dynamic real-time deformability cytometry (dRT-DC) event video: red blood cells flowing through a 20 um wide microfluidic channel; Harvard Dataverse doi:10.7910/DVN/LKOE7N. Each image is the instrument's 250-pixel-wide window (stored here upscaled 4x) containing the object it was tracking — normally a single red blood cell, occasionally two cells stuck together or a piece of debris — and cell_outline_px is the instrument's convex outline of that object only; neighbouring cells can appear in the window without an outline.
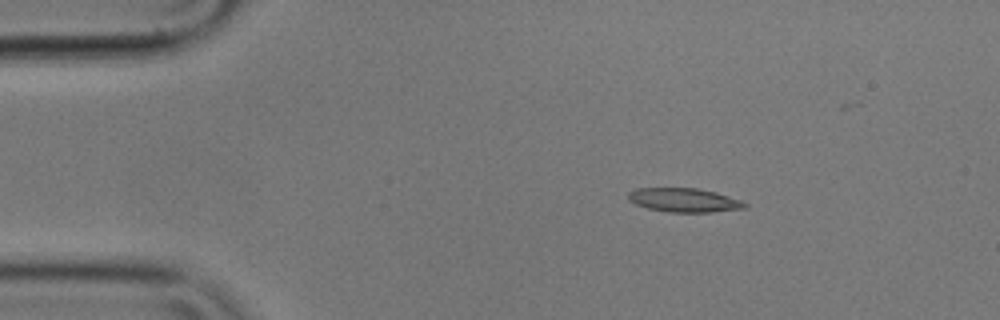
{"species": "common noctule bat (a hibernating species)", "species_latin": "Nyctalus noctula", "temperature_condition": "cold", "stored_images_in_passage": 3, "camera_frame_rate_fps": 3000, "um_per_image_px": 0.085, "animal": {"sex": "male", "body_mass_g": 17.9}, "frame": {"image": 1, "passage_image": 1, "time_ms": 0.0, "image_size_px": [1000, 320], "cell_outline_px": [[748, 204], [744, 208], [712, 212], [668, 212], [648, 208], [636, 204], [628, 200], [628, 192], [636, 188], [696, 188], [716, 192], [740, 200]], "centroid_in_image_um": [58.12, 17.0], "position_along_channel_um": 26.9, "area_um2": 16.18}}
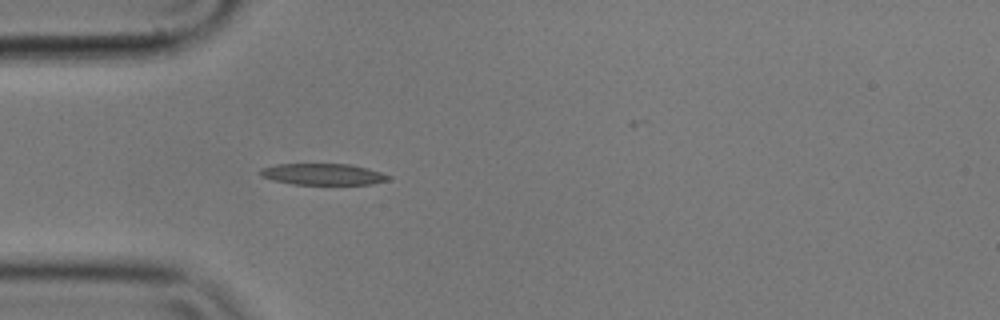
{"frame": {"image": 2, "passage_image": 3, "time_ms": 0.667, "image_size_px": [1000, 320], "cell_outline_px": [[392, 176], [388, 180], [372, 184], [292, 184], [272, 180], [260, 176], [260, 168], [276, 164], [352, 164], [368, 168]], "centroid_in_image_um": [27.44, 14.8], "position_along_channel_um": 57.6, "area_um2": 16.01}}